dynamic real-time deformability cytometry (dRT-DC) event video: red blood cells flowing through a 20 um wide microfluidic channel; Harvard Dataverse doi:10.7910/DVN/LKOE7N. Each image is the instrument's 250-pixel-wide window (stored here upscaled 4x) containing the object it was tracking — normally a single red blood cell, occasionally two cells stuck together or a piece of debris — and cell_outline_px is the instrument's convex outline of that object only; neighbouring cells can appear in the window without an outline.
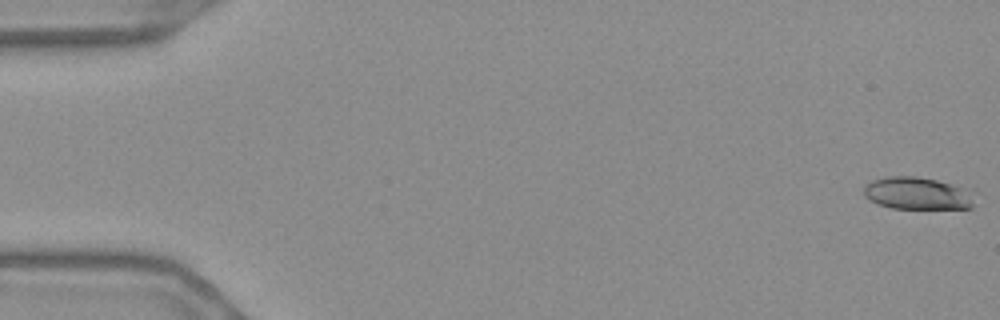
{"species": "Egyptian fruit bat (a non-hibernating species)", "species_latin": "Rousettus aegyptiacus", "temperature_condition": "warm", "stored_images_in_passage": 56, "camera_frame_rate_fps": 3000, "um_per_image_px": 0.085, "frame": {"image": 1, "passage_image": 1, "time_ms": 0.0, "image_size_px": [1000, 320], "cell_outline_px": [[972, 208], [892, 208], [876, 204], [868, 200], [864, 196], [864, 184], [872, 180], [888, 176], [916, 176], [936, 180], [960, 188], [972, 204]], "centroid_in_image_um": [77.75, 16.43], "position_along_channel_um": 7.2, "area_um2": 20.11}}
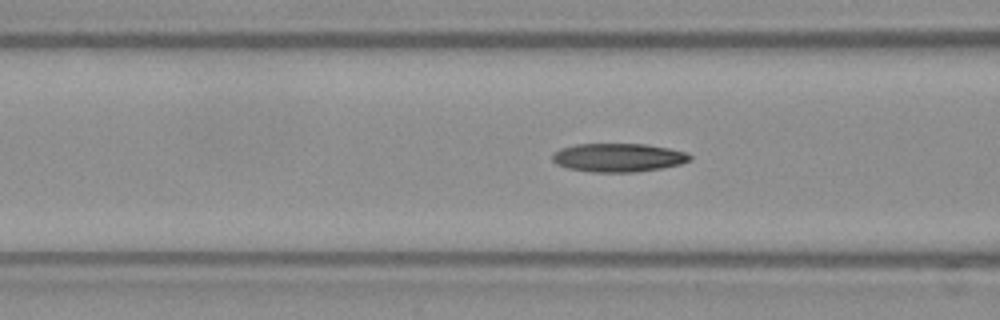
{"frame": {"image": 2, "passage_image": 22, "time_ms": 7.0, "image_size_px": [1000, 320], "cell_outline_px": [[692, 160], [680, 164], [664, 168], [636, 172], [592, 172], [568, 168], [556, 164], [552, 160], [552, 152], [560, 148], [576, 144], [644, 144], [668, 148], [688, 152], [692, 156]], "centroid_in_image_um": [52.56, 13.39], "position_along_channel_um": 114.0, "area_um2": 23.12}}
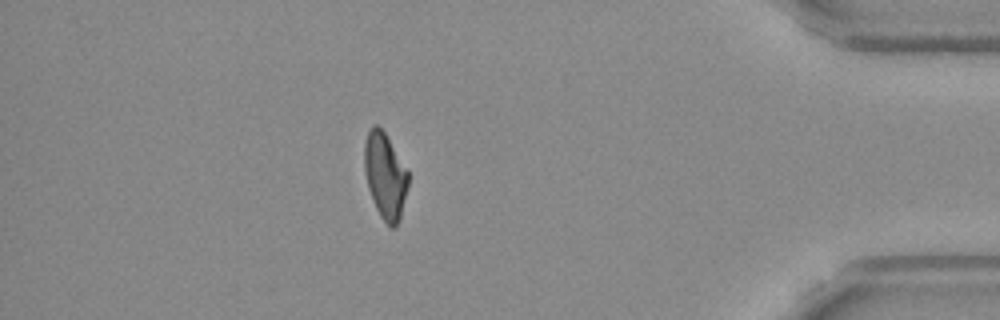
{"frame": {"image": 3, "passage_image": 49, "time_ms": 16.0, "image_size_px": [1000, 320], "cell_outline_px": [[408, 184], [400, 216], [396, 228], [392, 228], [380, 216], [376, 208], [368, 188], [364, 172], [364, 144], [368, 132], [372, 124], [376, 124], [384, 132], [408, 172]], "centroid_in_image_um": [32.71, 14.94], "position_along_channel_um": 402.5, "area_um2": 21.56}, "authors_computed_cell_mechanics": {"area_um2": 22.4553, "velocity_mm_per_s": 3.6872, "shape_relaxation_time_tau1_ms": null, "shape_relaxation_time_tau2_ms": 6.2361, "deformation_change_tau1": null, "deformation_change_tau2": 0.1395}}